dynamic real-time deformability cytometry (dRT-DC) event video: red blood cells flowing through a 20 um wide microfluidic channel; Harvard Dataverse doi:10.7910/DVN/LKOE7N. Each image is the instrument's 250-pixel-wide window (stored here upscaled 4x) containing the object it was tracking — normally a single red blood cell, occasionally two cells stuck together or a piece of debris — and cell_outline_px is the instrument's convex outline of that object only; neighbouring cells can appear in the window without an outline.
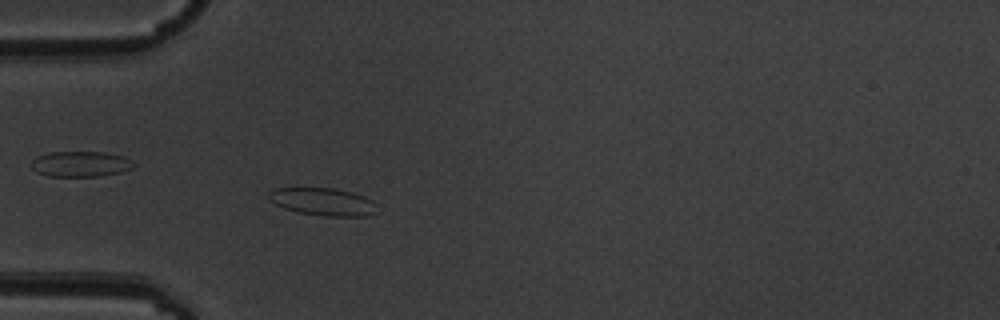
{"species": "common noctule bat (a hibernating species)", "species_latin": "Nyctalus noctula", "temperature_condition": "warm", "stored_images_in_passage": 1, "camera_frame_rate_fps": 3000, "um_per_image_px": 0.085, "animal": {"sex": "male", "body_mass_g": 19.5, "forearm_length_mm": 54.6}, "frame": {"image": 1, "passage_image": 1, "time_ms": 0.0, "image_size_px": [1000, 320], "cell_outline_px": [[376, 212], [364, 216], [324, 216], [296, 212], [284, 208], [276, 204], [268, 196], [268, 192], [276, 188], [336, 188], [352, 192], [364, 196], [372, 200]], "centroid_in_image_um": [27.44, 17.14], "position_along_channel_um": 57.6, "area_um2": 17.28}}